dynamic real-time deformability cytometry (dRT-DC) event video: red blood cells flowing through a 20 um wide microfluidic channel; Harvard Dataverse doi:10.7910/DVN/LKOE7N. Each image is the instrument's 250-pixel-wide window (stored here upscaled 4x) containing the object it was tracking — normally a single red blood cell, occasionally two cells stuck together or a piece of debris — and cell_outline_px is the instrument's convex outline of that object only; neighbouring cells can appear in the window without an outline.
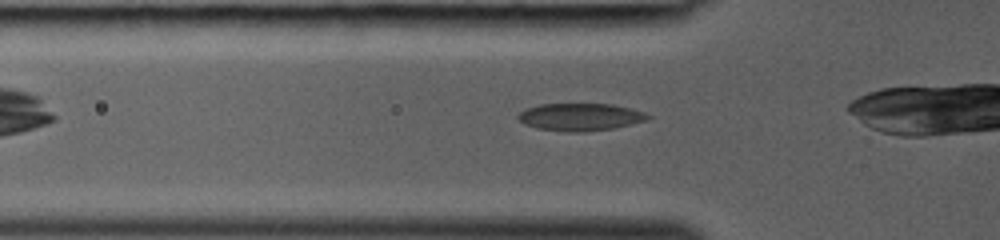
{"species": "common noctule bat (a hibernating species)", "species_latin": "Nyctalus noctula", "temperature_condition": "room temperature", "stored_images_in_passage": 24, "camera_frame_rate_fps": 3000, "um_per_image_px": 0.085, "animal": {"sex": "female", "body_mass_g": 19.0, "forearm_length_mm": 53.3}, "frame": {"image": 1, "passage_image": 2, "time_ms": 0.333, "image_size_px": [1000, 240], "cell_outline_px": [[652, 116], [648, 120], [612, 128], [588, 132], [568, 132], [536, 128], [524, 124], [516, 116], [524, 108], [540, 104], [612, 104], [644, 112]], "centroid_in_image_um": [49.29, 9.94], "position_along_channel_um": 76.5, "area_um2": 20.81}}
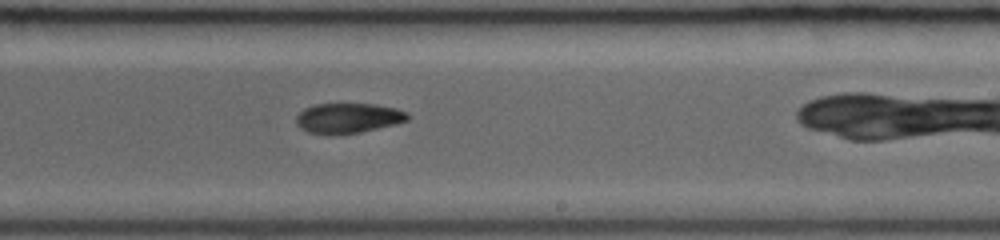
{"frame": {"image": 2, "passage_image": 13, "time_ms": 4.0, "image_size_px": [1000, 240], "cell_outline_px": [[408, 120], [360, 132], [328, 136], [308, 132], [300, 128], [296, 124], [296, 116], [304, 108], [312, 104], [376, 104], [396, 108], [408, 112]], "centroid_in_image_um": [29.53, 10.04], "position_along_channel_um": 259.5, "area_um2": 19.65}}
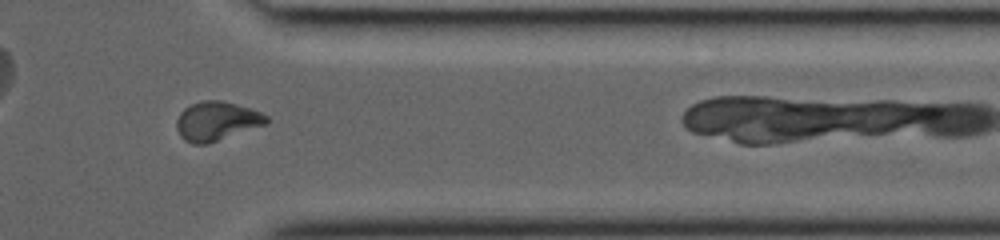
{"frame": {"image": 3, "passage_image": 21, "time_ms": 6.667, "image_size_px": [1000, 240], "cell_outline_px": [[268, 124], [208, 144], [192, 144], [184, 140], [180, 136], [176, 128], [176, 120], [180, 112], [184, 108], [192, 104], [204, 100], [224, 100], [260, 112], [268, 116]], "centroid_in_image_um": [18.41, 10.3], "position_along_channel_um": 393.0, "area_um2": 20.63}}